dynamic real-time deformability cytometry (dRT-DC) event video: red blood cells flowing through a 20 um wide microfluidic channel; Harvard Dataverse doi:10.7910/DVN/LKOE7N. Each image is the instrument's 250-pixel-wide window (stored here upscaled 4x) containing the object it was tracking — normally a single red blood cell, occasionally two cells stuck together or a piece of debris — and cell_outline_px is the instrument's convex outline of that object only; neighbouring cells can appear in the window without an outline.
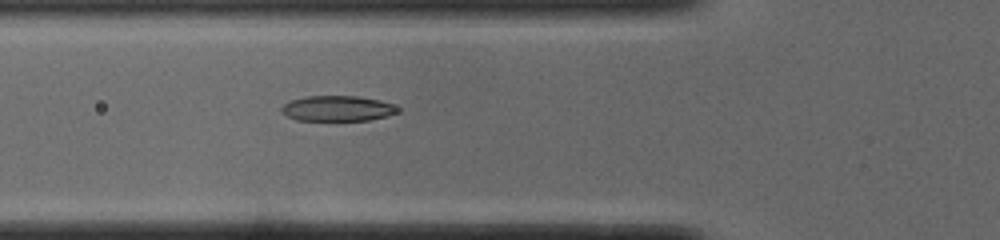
{"species": "common noctule bat (a hibernating species)", "species_latin": "Nyctalus noctula", "temperature_condition": "cold", "stored_images_in_passage": 51, "camera_frame_rate_fps": 3000, "um_per_image_px": 0.085, "animal": {"sex": "male", "body_mass_g": 19.0, "forearm_length_mm": 50.8}, "frame": {"image": 1, "passage_image": 18, "time_ms": 5.667, "image_size_px": [1000, 240], "cell_outline_px": [[400, 112], [388, 116], [368, 120], [296, 120], [280, 112], [280, 108], [284, 104], [292, 100], [304, 96], [360, 96], [380, 100], [392, 104], [400, 108]], "centroid_in_image_um": [28.71, 9.21], "position_along_channel_um": 97.1, "area_um2": 17.34}}
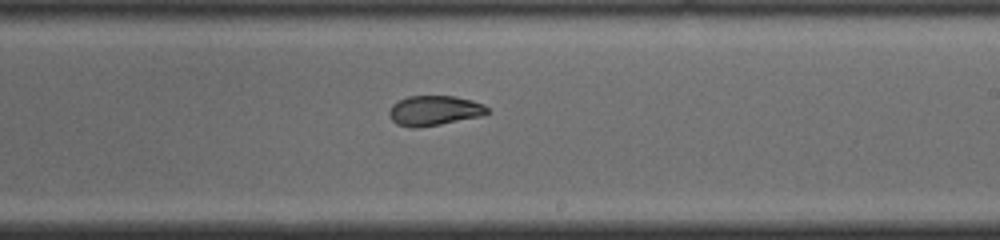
{"frame": {"image": 2, "passage_image": 30, "time_ms": 9.667, "image_size_px": [1000, 240], "cell_outline_px": [[488, 112], [480, 116], [440, 124], [416, 128], [408, 128], [396, 124], [388, 116], [388, 112], [392, 104], [408, 96], [456, 96], [472, 100], [484, 104], [488, 108]], "centroid_in_image_um": [36.87, 9.4], "position_along_channel_um": 252.1, "area_um2": 17.17}}
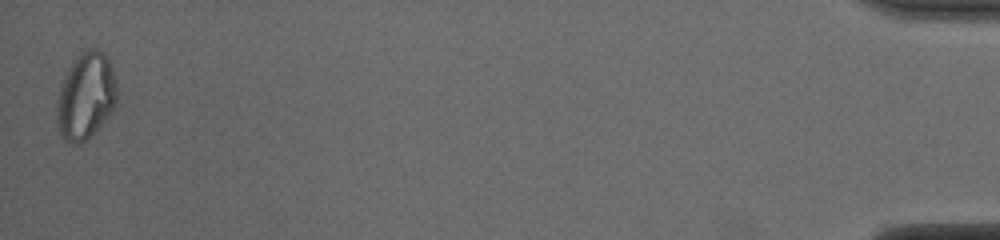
{"frame": {"image": 3, "passage_image": 51, "time_ms": 16.667, "image_size_px": [1000, 240], "cell_outline_px": [[120, 92], [116, 108], [88, 140], [76, 144], [72, 144], [60, 132], [56, 120], [56, 100], [60, 84], [68, 68], [88, 48], [96, 48], [104, 52], [112, 68]], "centroid_in_image_um": [7.33, 8.19], "position_along_channel_um": 427.9, "area_um2": 30.87}, "authors_computed_cell_mechanics": {"area_um2": 18.207, "velocity_mm_per_s": 3.8832, "shape_relaxation_time_tau1_ms": 10.7038, "shape_relaxation_time_tau2_ms": 2.23, "deformation_change_tau1": 0.2794, "deformation_change_tau2": 0.076}}